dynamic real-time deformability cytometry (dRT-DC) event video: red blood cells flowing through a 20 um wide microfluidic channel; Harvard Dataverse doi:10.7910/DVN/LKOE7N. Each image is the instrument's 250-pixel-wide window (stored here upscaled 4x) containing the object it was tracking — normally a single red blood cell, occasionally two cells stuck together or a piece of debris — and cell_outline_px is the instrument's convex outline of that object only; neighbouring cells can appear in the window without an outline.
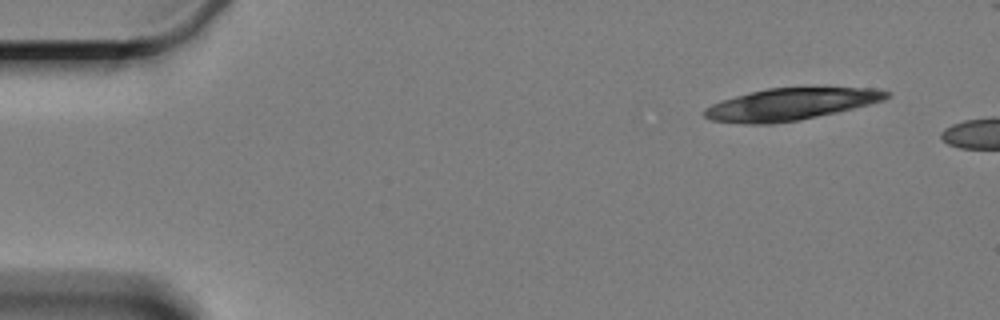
{"species": "Egyptian fruit bat (a non-hibernating species)", "species_latin": "Rousettus aegyptiacus", "temperature_condition": "cold", "stored_images_in_passage": 3, "camera_frame_rate_fps": 3000, "um_per_image_px": 0.085, "animal": {"sex": "female"}, "frame": {"image": 1, "passage_image": 1, "time_ms": 0.0, "image_size_px": [1000, 320], "cell_outline_px": [[892, 92], [884, 100], [836, 112], [800, 120], [772, 124], [748, 124], [712, 120], [704, 116], [704, 108], [720, 100], [748, 92], [768, 88], [876, 88]], "centroid_in_image_um": [67.16, 8.86], "position_along_channel_um": 17.8, "area_um2": 33.7}}